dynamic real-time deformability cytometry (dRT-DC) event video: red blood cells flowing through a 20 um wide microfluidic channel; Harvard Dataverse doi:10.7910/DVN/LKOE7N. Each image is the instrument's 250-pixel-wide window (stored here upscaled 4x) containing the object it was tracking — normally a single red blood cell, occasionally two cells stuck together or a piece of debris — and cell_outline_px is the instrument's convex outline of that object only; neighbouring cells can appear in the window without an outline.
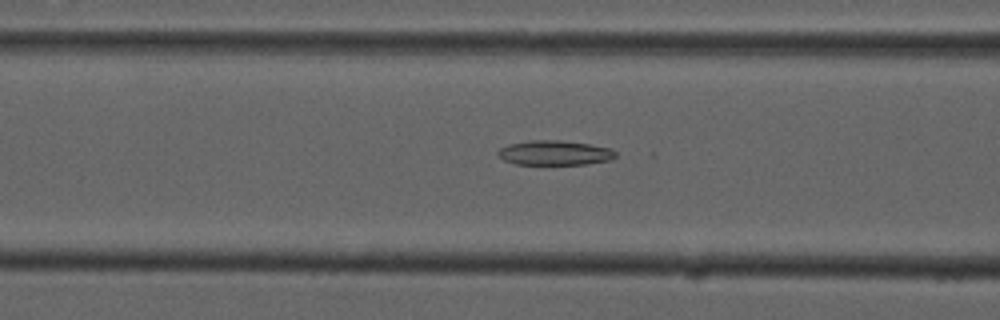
{"species": "common noctule bat (a hibernating species)", "species_latin": "Nyctalus noctula", "temperature_condition": "cold", "stored_images_in_passage": 43, "camera_frame_rate_fps": 3000, "um_per_image_px": 0.085, "animal": {"sex": "male", "forearm_length_mm": 52.5}, "frame": {"image": 1, "passage_image": 10, "time_ms": 3.0, "image_size_px": [1000, 320], "cell_outline_px": [[616, 156], [612, 160], [588, 164], [516, 164], [504, 160], [496, 152], [500, 148], [508, 144], [528, 140], [560, 140], [588, 144], [612, 148], [616, 152]], "centroid_in_image_um": [47.17, 12.99], "position_along_channel_um": 119.4, "area_um2": 16.99}}
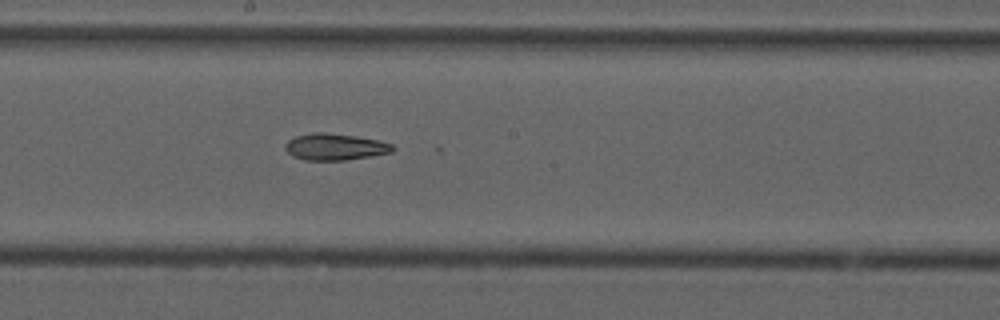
{"frame": {"image": 2, "passage_image": 18, "time_ms": 5.667, "image_size_px": [1000, 320], "cell_outline_px": [[396, 148], [392, 152], [344, 160], [304, 160], [292, 156], [284, 148], [284, 144], [288, 140], [296, 136], [312, 132], [324, 132], [356, 136], [376, 140], [392, 144]], "centroid_in_image_um": [28.43, 12.48], "position_along_channel_um": 219.8, "area_um2": 16.59}}
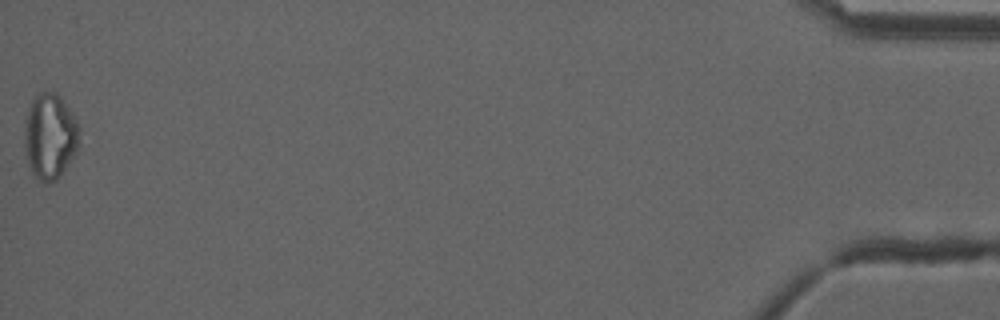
{"frame": {"image": 3, "passage_image": 43, "time_ms": 14.0, "image_size_px": [1000, 320], "cell_outline_px": [[80, 132], [76, 152], [60, 176], [56, 180], [44, 184], [36, 180], [32, 172], [24, 148], [24, 132], [28, 112], [32, 100], [40, 92], [56, 92], [60, 96], [72, 112], [76, 120]], "centroid_in_image_um": [4.25, 11.61], "position_along_channel_um": 431.0, "area_um2": 27.34}, "authors_computed_cell_mechanics": {"area_um2": 17.8024, "velocity_mm_per_s": 3.7623, "shape_relaxation_time_tau1_ms": null, "shape_relaxation_time_tau2_ms": 11.349, "deformation_change_tau1": null, "deformation_change_tau2": 0.2269}}